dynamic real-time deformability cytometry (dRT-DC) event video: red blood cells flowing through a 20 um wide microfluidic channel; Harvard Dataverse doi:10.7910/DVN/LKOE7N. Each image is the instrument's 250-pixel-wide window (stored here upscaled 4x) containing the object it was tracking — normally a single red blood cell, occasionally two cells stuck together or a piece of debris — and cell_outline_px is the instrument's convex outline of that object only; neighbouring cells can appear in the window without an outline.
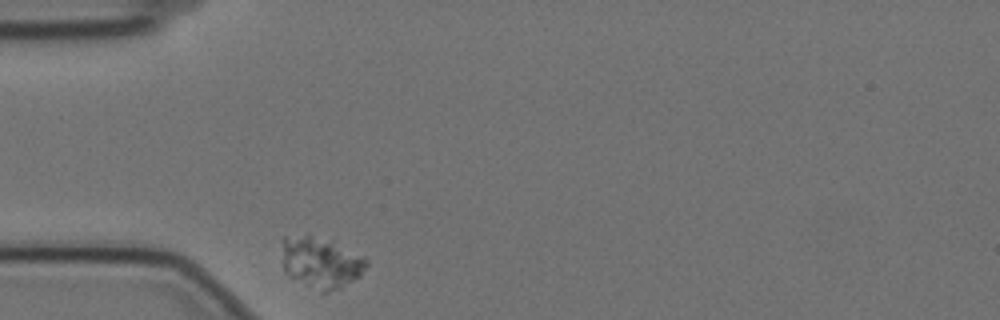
{"species": "Egyptian fruit bat (a non-hibernating species)", "species_latin": "Rousettus aegyptiacus", "temperature_condition": "cold", "stored_images_in_passage": 35, "camera_frame_rate_fps": 3000, "um_per_image_px": 0.085, "animal": {"sex": "female"}, "frame": {"image": 1, "passage_image": 1, "time_ms": 0.0, "image_size_px": [1000, 320], "cell_outline_px": [[368, 264], [360, 276], [340, 288], [328, 292], [320, 292], [288, 276], [284, 272], [284, 236], [308, 232], [332, 240], [364, 256], [368, 260]], "centroid_in_image_um": [27.3, 22.27], "position_along_channel_um": 57.7, "area_um2": 25.66}}
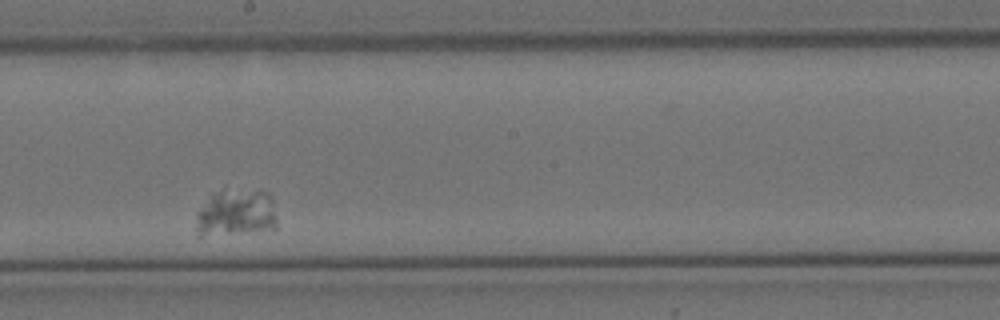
{"frame": {"image": 2, "passage_image": 20, "time_ms": 6.333, "image_size_px": [1000, 320], "cell_outline_px": [[276, 228], [200, 236], [196, 232], [196, 212], [216, 192], [224, 188], [260, 188], [268, 192], [272, 196], [276, 220]], "centroid_in_image_um": [20.08, 18.02], "position_along_channel_um": 228.1, "area_um2": 22.48}}
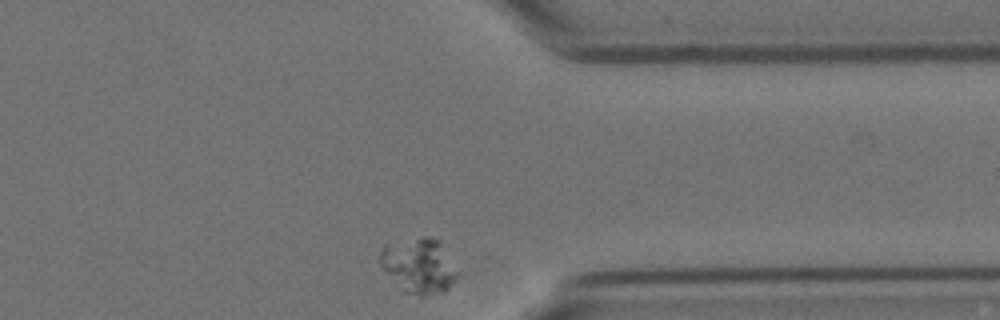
{"frame": {"image": 3, "passage_image": 35, "time_ms": 11.333, "image_size_px": [1000, 320], "cell_outline_px": [[460, 276], [444, 292], [424, 296], [420, 296], [404, 292], [380, 268], [380, 252], [384, 244], [424, 236], [428, 236], [440, 240], [460, 272]], "centroid_in_image_um": [35.63, 22.59], "position_along_channel_um": 375.8, "area_um2": 25.43}}